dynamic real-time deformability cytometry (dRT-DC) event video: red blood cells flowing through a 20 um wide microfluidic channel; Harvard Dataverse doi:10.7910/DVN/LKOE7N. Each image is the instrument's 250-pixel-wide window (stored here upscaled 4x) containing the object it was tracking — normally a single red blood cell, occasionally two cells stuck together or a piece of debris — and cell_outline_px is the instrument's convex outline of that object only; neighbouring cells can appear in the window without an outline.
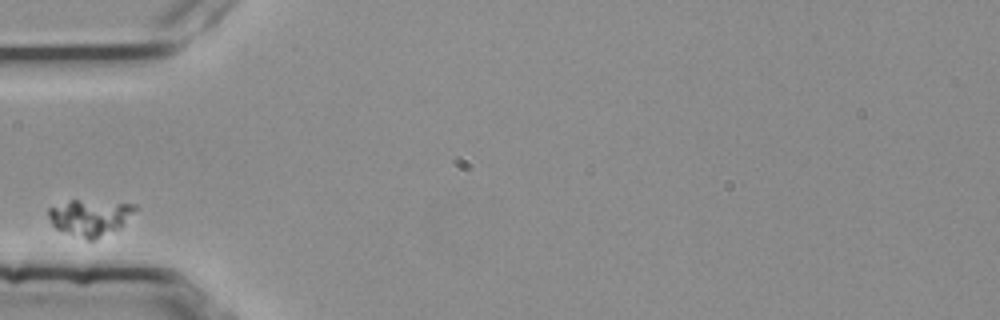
{"species": "common noctule bat (a hibernating species)", "species_latin": "Nyctalus noctula", "temperature_condition": "room temperature", "stored_images_in_passage": 1, "camera_frame_rate_fps": 3000, "um_per_image_px": 0.085, "animal": {"sex": "female", "body_mass_g": 25.1}, "frame": {"image": 1, "passage_image": 1, "time_ms": 0.0, "image_size_px": [1000, 320], "cell_outline_px": [[140, 208], [120, 228], [96, 240], [88, 240], [56, 228], [52, 224], [48, 216], [48, 208], [72, 200], [80, 200], [136, 204]], "centroid_in_image_um": [7.72, 18.49], "position_along_channel_um": 77.3, "area_um2": 18.32}}